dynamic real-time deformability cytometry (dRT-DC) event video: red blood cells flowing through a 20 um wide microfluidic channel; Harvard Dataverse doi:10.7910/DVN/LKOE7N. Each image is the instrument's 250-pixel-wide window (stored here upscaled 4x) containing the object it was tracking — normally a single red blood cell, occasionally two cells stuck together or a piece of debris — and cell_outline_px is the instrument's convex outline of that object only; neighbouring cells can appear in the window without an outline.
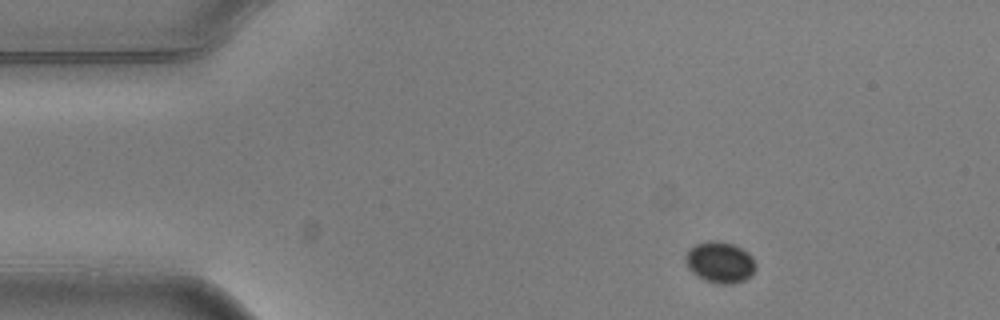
{"species": "common noctule bat (a hibernating species)", "species_latin": "Nyctalus noctula", "temperature_condition": "warm", "stored_images_in_passage": 5, "camera_frame_rate_fps": 3000, "um_per_image_px": 0.085, "animal": {"sex": "male", "body_mass_g": 20.5, "forearm_length_mm": 52.5}, "frame": {"image": 1, "passage_image": 1, "time_ms": 0.0, "image_size_px": [1000, 320], "cell_outline_px": [[756, 268], [752, 276], [744, 280], [732, 284], [716, 284], [704, 280], [696, 276], [688, 268], [684, 260], [684, 256], [688, 248], [696, 244], [708, 240], [716, 240], [732, 244], [748, 252], [752, 256], [756, 264]], "centroid_in_image_um": [61.18, 22.3], "position_along_channel_um": 23.8, "area_um2": 17.22}}
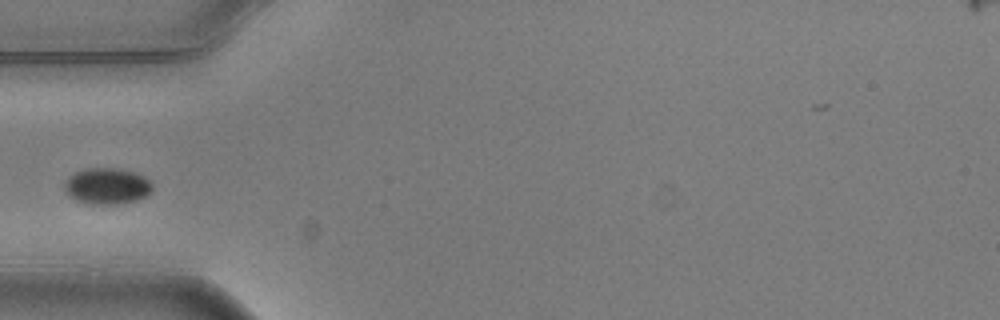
{"frame": {"image": 2, "passage_image": 4, "time_ms": 1.0, "image_size_px": [1000, 320], "cell_outline_px": [[152, 192], [136, 200], [116, 204], [92, 204], [76, 200], [68, 196], [64, 188], [64, 184], [68, 176], [84, 168], [120, 168], [136, 172], [144, 176], [152, 184]], "centroid_in_image_um": [9.08, 15.8], "position_along_channel_um": 75.9, "area_um2": 18.67}}